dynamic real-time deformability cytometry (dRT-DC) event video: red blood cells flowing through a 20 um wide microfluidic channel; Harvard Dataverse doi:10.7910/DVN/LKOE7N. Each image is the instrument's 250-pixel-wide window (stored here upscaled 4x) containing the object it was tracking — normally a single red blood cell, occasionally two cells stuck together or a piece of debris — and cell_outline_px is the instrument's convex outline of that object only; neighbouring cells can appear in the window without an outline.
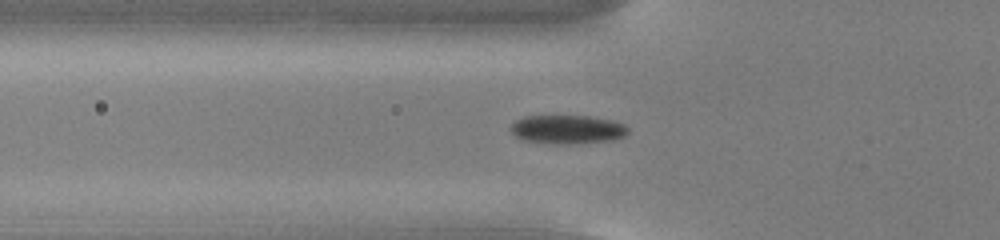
{"species": "common noctule bat (a hibernating species)", "species_latin": "Nyctalus noctula", "temperature_condition": "cold", "stored_images_in_passage": 42, "camera_frame_rate_fps": 3000, "um_per_image_px": 0.085, "animal": {"sex": "male", "body_mass_g": 13.0, "forearm_length_mm": 53.1}, "frame": {"image": 1, "passage_image": 9, "time_ms": 2.667, "image_size_px": [1000, 240], "cell_outline_px": [[628, 132], [624, 136], [604, 140], [556, 144], [524, 140], [516, 136], [508, 128], [516, 120], [524, 116], [588, 116], [612, 120], [624, 124], [628, 128]], "centroid_in_image_um": [48.17, 10.97], "position_along_channel_um": 77.6, "area_um2": 19.19}}
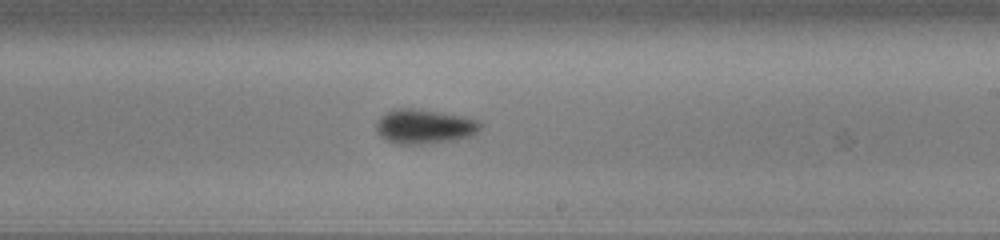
{"frame": {"image": 2, "passage_image": 23, "time_ms": 7.333, "image_size_px": [1000, 240], "cell_outline_px": [[484, 124], [472, 136], [456, 140], [428, 144], [396, 144], [380, 136], [376, 132], [376, 120], [380, 116], [392, 108], [412, 108], [440, 112], [464, 116], [480, 120]], "centroid_in_image_um": [36.08, 10.75], "position_along_channel_um": 252.9, "area_um2": 21.39}}
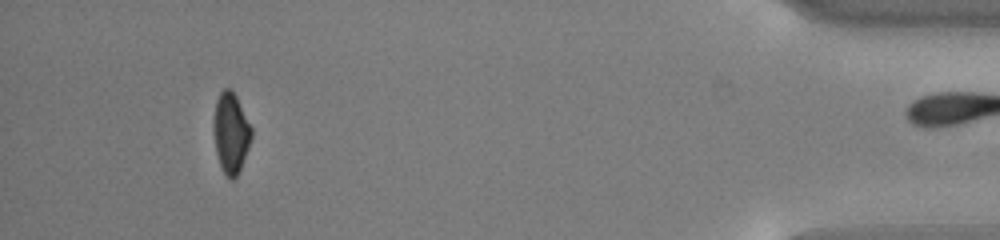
{"frame": {"image": 3, "passage_image": 41, "time_ms": 13.333, "image_size_px": [1000, 240], "cell_outline_px": [[252, 136], [248, 148], [240, 168], [236, 176], [232, 180], [228, 180], [220, 164], [216, 152], [212, 124], [216, 100], [220, 92], [224, 88], [228, 88], [236, 96], [252, 128]], "centroid_in_image_um": [19.6, 11.29], "position_along_channel_um": 415.6, "area_um2": 17.63}, "authors_computed_cell_mechanics": {"area_um2": 19.5942, "velocity_mm_per_s": 3.7584, "shape_relaxation_time_tau1_ms": 2.08, "shape_relaxation_time_tau2_ms": null, "deformation_change_tau1": 0.1011, "deformation_change_tau2": null}}